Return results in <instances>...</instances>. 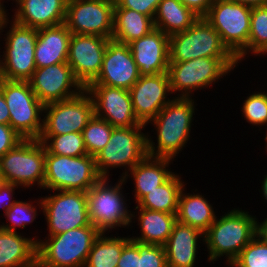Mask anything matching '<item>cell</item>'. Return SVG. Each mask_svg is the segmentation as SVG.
I'll return each instance as SVG.
<instances>
[{
	"mask_svg": "<svg viewBox=\"0 0 267 267\" xmlns=\"http://www.w3.org/2000/svg\"><path fill=\"white\" fill-rule=\"evenodd\" d=\"M181 3L190 9L195 15L205 17L209 12L214 0H180Z\"/></svg>",
	"mask_w": 267,
	"mask_h": 267,
	"instance_id": "ee69618b",
	"label": "cell"
},
{
	"mask_svg": "<svg viewBox=\"0 0 267 267\" xmlns=\"http://www.w3.org/2000/svg\"><path fill=\"white\" fill-rule=\"evenodd\" d=\"M10 113L2 90L0 89V124H9Z\"/></svg>",
	"mask_w": 267,
	"mask_h": 267,
	"instance_id": "bcb514c9",
	"label": "cell"
},
{
	"mask_svg": "<svg viewBox=\"0 0 267 267\" xmlns=\"http://www.w3.org/2000/svg\"><path fill=\"white\" fill-rule=\"evenodd\" d=\"M108 235V236H107ZM116 234L100 233L93 242L84 267H117L124 246L130 241L127 233L125 237Z\"/></svg>",
	"mask_w": 267,
	"mask_h": 267,
	"instance_id": "1f68e13d",
	"label": "cell"
},
{
	"mask_svg": "<svg viewBox=\"0 0 267 267\" xmlns=\"http://www.w3.org/2000/svg\"><path fill=\"white\" fill-rule=\"evenodd\" d=\"M263 129L265 130V131H263ZM261 131H260V133L262 134V133H264L263 134V139H264V150H265V153L267 154V124L266 125H264L261 129H260ZM263 131V132H262Z\"/></svg>",
	"mask_w": 267,
	"mask_h": 267,
	"instance_id": "f907efd6",
	"label": "cell"
},
{
	"mask_svg": "<svg viewBox=\"0 0 267 267\" xmlns=\"http://www.w3.org/2000/svg\"><path fill=\"white\" fill-rule=\"evenodd\" d=\"M173 161L168 158L146 156L121 178L125 184L128 181L133 182L134 188L132 187V189L134 190L132 192L135 200L132 198V201H135V204L150 191L165 183L175 173L174 169L170 168Z\"/></svg>",
	"mask_w": 267,
	"mask_h": 267,
	"instance_id": "cb8c5ba5",
	"label": "cell"
},
{
	"mask_svg": "<svg viewBox=\"0 0 267 267\" xmlns=\"http://www.w3.org/2000/svg\"><path fill=\"white\" fill-rule=\"evenodd\" d=\"M71 35L64 23L38 29L34 53L36 68L66 63Z\"/></svg>",
	"mask_w": 267,
	"mask_h": 267,
	"instance_id": "484cf974",
	"label": "cell"
},
{
	"mask_svg": "<svg viewBox=\"0 0 267 267\" xmlns=\"http://www.w3.org/2000/svg\"><path fill=\"white\" fill-rule=\"evenodd\" d=\"M205 19L219 33L224 45L236 58L247 48L250 7L228 0H214Z\"/></svg>",
	"mask_w": 267,
	"mask_h": 267,
	"instance_id": "4fadbf2b",
	"label": "cell"
},
{
	"mask_svg": "<svg viewBox=\"0 0 267 267\" xmlns=\"http://www.w3.org/2000/svg\"><path fill=\"white\" fill-rule=\"evenodd\" d=\"M198 18L180 0H161L154 16V25L171 36L187 30Z\"/></svg>",
	"mask_w": 267,
	"mask_h": 267,
	"instance_id": "4dcf8cb0",
	"label": "cell"
},
{
	"mask_svg": "<svg viewBox=\"0 0 267 267\" xmlns=\"http://www.w3.org/2000/svg\"><path fill=\"white\" fill-rule=\"evenodd\" d=\"M267 88L264 87L252 93L249 92L247 97H244L240 112H242V119L252 126V128L260 129L267 124Z\"/></svg>",
	"mask_w": 267,
	"mask_h": 267,
	"instance_id": "d590c367",
	"label": "cell"
},
{
	"mask_svg": "<svg viewBox=\"0 0 267 267\" xmlns=\"http://www.w3.org/2000/svg\"><path fill=\"white\" fill-rule=\"evenodd\" d=\"M186 187L187 184H185L179 195L177 221L195 227L205 233L215 221L218 211L206 197V194L199 192L197 188L187 193Z\"/></svg>",
	"mask_w": 267,
	"mask_h": 267,
	"instance_id": "83f0119b",
	"label": "cell"
},
{
	"mask_svg": "<svg viewBox=\"0 0 267 267\" xmlns=\"http://www.w3.org/2000/svg\"><path fill=\"white\" fill-rule=\"evenodd\" d=\"M228 1L238 4H243L244 6L250 8L267 6V0H228Z\"/></svg>",
	"mask_w": 267,
	"mask_h": 267,
	"instance_id": "7dc6e473",
	"label": "cell"
},
{
	"mask_svg": "<svg viewBox=\"0 0 267 267\" xmlns=\"http://www.w3.org/2000/svg\"><path fill=\"white\" fill-rule=\"evenodd\" d=\"M21 191L20 187L15 184L8 182H0V208L3 210V213H0V216L4 215L11 206L17 201L18 198L15 194V190ZM16 195V196H15Z\"/></svg>",
	"mask_w": 267,
	"mask_h": 267,
	"instance_id": "7bdbcfd3",
	"label": "cell"
},
{
	"mask_svg": "<svg viewBox=\"0 0 267 267\" xmlns=\"http://www.w3.org/2000/svg\"><path fill=\"white\" fill-rule=\"evenodd\" d=\"M28 82L43 105L71 99L85 89L67 62L36 68Z\"/></svg>",
	"mask_w": 267,
	"mask_h": 267,
	"instance_id": "2e32d148",
	"label": "cell"
},
{
	"mask_svg": "<svg viewBox=\"0 0 267 267\" xmlns=\"http://www.w3.org/2000/svg\"><path fill=\"white\" fill-rule=\"evenodd\" d=\"M139 77L129 44L111 38L108 40L100 74L89 85H107L129 90Z\"/></svg>",
	"mask_w": 267,
	"mask_h": 267,
	"instance_id": "ffe728a7",
	"label": "cell"
},
{
	"mask_svg": "<svg viewBox=\"0 0 267 267\" xmlns=\"http://www.w3.org/2000/svg\"><path fill=\"white\" fill-rule=\"evenodd\" d=\"M85 90L93 99L95 116L111 126L144 125L135 115L129 90L107 85H88Z\"/></svg>",
	"mask_w": 267,
	"mask_h": 267,
	"instance_id": "d6986e66",
	"label": "cell"
},
{
	"mask_svg": "<svg viewBox=\"0 0 267 267\" xmlns=\"http://www.w3.org/2000/svg\"><path fill=\"white\" fill-rule=\"evenodd\" d=\"M138 250L139 267H168L164 246L138 241Z\"/></svg>",
	"mask_w": 267,
	"mask_h": 267,
	"instance_id": "f35d334b",
	"label": "cell"
},
{
	"mask_svg": "<svg viewBox=\"0 0 267 267\" xmlns=\"http://www.w3.org/2000/svg\"><path fill=\"white\" fill-rule=\"evenodd\" d=\"M46 151L54 155L78 157L87 155L82 133L70 132L61 135H40L38 138Z\"/></svg>",
	"mask_w": 267,
	"mask_h": 267,
	"instance_id": "e575fe53",
	"label": "cell"
},
{
	"mask_svg": "<svg viewBox=\"0 0 267 267\" xmlns=\"http://www.w3.org/2000/svg\"><path fill=\"white\" fill-rule=\"evenodd\" d=\"M266 217L260 218L261 221L257 216L255 217V236L263 243L267 244V214ZM260 221V222H259Z\"/></svg>",
	"mask_w": 267,
	"mask_h": 267,
	"instance_id": "f6af8a7d",
	"label": "cell"
},
{
	"mask_svg": "<svg viewBox=\"0 0 267 267\" xmlns=\"http://www.w3.org/2000/svg\"><path fill=\"white\" fill-rule=\"evenodd\" d=\"M114 6L115 0H68L64 24L72 34L111 39Z\"/></svg>",
	"mask_w": 267,
	"mask_h": 267,
	"instance_id": "9a60e30c",
	"label": "cell"
},
{
	"mask_svg": "<svg viewBox=\"0 0 267 267\" xmlns=\"http://www.w3.org/2000/svg\"><path fill=\"white\" fill-rule=\"evenodd\" d=\"M32 267H41L38 263H36L34 266Z\"/></svg>",
	"mask_w": 267,
	"mask_h": 267,
	"instance_id": "db71d44e",
	"label": "cell"
},
{
	"mask_svg": "<svg viewBox=\"0 0 267 267\" xmlns=\"http://www.w3.org/2000/svg\"><path fill=\"white\" fill-rule=\"evenodd\" d=\"M23 138L10 124H0V158L20 143Z\"/></svg>",
	"mask_w": 267,
	"mask_h": 267,
	"instance_id": "60d3db41",
	"label": "cell"
},
{
	"mask_svg": "<svg viewBox=\"0 0 267 267\" xmlns=\"http://www.w3.org/2000/svg\"><path fill=\"white\" fill-rule=\"evenodd\" d=\"M37 197L38 198L33 201L29 198H27L29 201L18 199L11 208L2 215L6 222L3 221L2 223V219L0 218V229L18 232L17 230L21 229L22 231L35 223L36 220H38L39 214L43 212L41 196Z\"/></svg>",
	"mask_w": 267,
	"mask_h": 267,
	"instance_id": "d6a6232c",
	"label": "cell"
},
{
	"mask_svg": "<svg viewBox=\"0 0 267 267\" xmlns=\"http://www.w3.org/2000/svg\"><path fill=\"white\" fill-rule=\"evenodd\" d=\"M265 175H263V177H262V180H261V182H260V184H261V189H258L259 191V193H261L262 195H261V197H262V200L261 201H264V203H265V205H267V172L266 173H264Z\"/></svg>",
	"mask_w": 267,
	"mask_h": 267,
	"instance_id": "681fc988",
	"label": "cell"
},
{
	"mask_svg": "<svg viewBox=\"0 0 267 267\" xmlns=\"http://www.w3.org/2000/svg\"><path fill=\"white\" fill-rule=\"evenodd\" d=\"M94 115L93 99L84 89L71 99L44 105L41 135L82 133Z\"/></svg>",
	"mask_w": 267,
	"mask_h": 267,
	"instance_id": "5bb4252c",
	"label": "cell"
},
{
	"mask_svg": "<svg viewBox=\"0 0 267 267\" xmlns=\"http://www.w3.org/2000/svg\"><path fill=\"white\" fill-rule=\"evenodd\" d=\"M8 11H10V9L8 10L4 6L0 5V40L3 34V28L5 25V22L10 18L9 14L11 13H9Z\"/></svg>",
	"mask_w": 267,
	"mask_h": 267,
	"instance_id": "c3c4849f",
	"label": "cell"
},
{
	"mask_svg": "<svg viewBox=\"0 0 267 267\" xmlns=\"http://www.w3.org/2000/svg\"><path fill=\"white\" fill-rule=\"evenodd\" d=\"M49 192L41 196L42 214L47 226L44 231L45 236L58 235L91 224L88 215L87 192L64 190Z\"/></svg>",
	"mask_w": 267,
	"mask_h": 267,
	"instance_id": "7c38bea8",
	"label": "cell"
},
{
	"mask_svg": "<svg viewBox=\"0 0 267 267\" xmlns=\"http://www.w3.org/2000/svg\"><path fill=\"white\" fill-rule=\"evenodd\" d=\"M0 89L9 109V124L23 139H38L43 129L44 105L28 81L0 78Z\"/></svg>",
	"mask_w": 267,
	"mask_h": 267,
	"instance_id": "30bf717a",
	"label": "cell"
},
{
	"mask_svg": "<svg viewBox=\"0 0 267 267\" xmlns=\"http://www.w3.org/2000/svg\"><path fill=\"white\" fill-rule=\"evenodd\" d=\"M67 3L68 0H16L10 18L36 29L57 26L65 21Z\"/></svg>",
	"mask_w": 267,
	"mask_h": 267,
	"instance_id": "7402d4cb",
	"label": "cell"
},
{
	"mask_svg": "<svg viewBox=\"0 0 267 267\" xmlns=\"http://www.w3.org/2000/svg\"><path fill=\"white\" fill-rule=\"evenodd\" d=\"M175 173L162 185L146 194L134 207L159 211L169 214H177L179 195L187 181Z\"/></svg>",
	"mask_w": 267,
	"mask_h": 267,
	"instance_id": "f546056e",
	"label": "cell"
},
{
	"mask_svg": "<svg viewBox=\"0 0 267 267\" xmlns=\"http://www.w3.org/2000/svg\"><path fill=\"white\" fill-rule=\"evenodd\" d=\"M0 174L3 182L15 184L22 191H31L34 186L43 190L45 147L42 142L23 139L0 158Z\"/></svg>",
	"mask_w": 267,
	"mask_h": 267,
	"instance_id": "ba28073f",
	"label": "cell"
},
{
	"mask_svg": "<svg viewBox=\"0 0 267 267\" xmlns=\"http://www.w3.org/2000/svg\"><path fill=\"white\" fill-rule=\"evenodd\" d=\"M196 101L195 97H174L146 125L153 126L151 132L156 135V137L152 136L150 130L147 132V156L177 160L176 157L184 151V147L191 144L192 135L190 134L193 133L191 130L195 123L194 115L198 110Z\"/></svg>",
	"mask_w": 267,
	"mask_h": 267,
	"instance_id": "6da1fadb",
	"label": "cell"
},
{
	"mask_svg": "<svg viewBox=\"0 0 267 267\" xmlns=\"http://www.w3.org/2000/svg\"><path fill=\"white\" fill-rule=\"evenodd\" d=\"M136 213V214H135ZM137 228L140 232L130 237L142 243L164 246L171 235L174 224L177 222V214H169L148 210L140 207H132L130 230ZM134 224V226H133Z\"/></svg>",
	"mask_w": 267,
	"mask_h": 267,
	"instance_id": "d4e9b609",
	"label": "cell"
},
{
	"mask_svg": "<svg viewBox=\"0 0 267 267\" xmlns=\"http://www.w3.org/2000/svg\"><path fill=\"white\" fill-rule=\"evenodd\" d=\"M153 29V18L128 8H114L112 39L129 44Z\"/></svg>",
	"mask_w": 267,
	"mask_h": 267,
	"instance_id": "f1b7e54d",
	"label": "cell"
},
{
	"mask_svg": "<svg viewBox=\"0 0 267 267\" xmlns=\"http://www.w3.org/2000/svg\"><path fill=\"white\" fill-rule=\"evenodd\" d=\"M236 57H199L185 62H169L168 76L174 97L194 98L238 69ZM205 89V90H204Z\"/></svg>",
	"mask_w": 267,
	"mask_h": 267,
	"instance_id": "3957f363",
	"label": "cell"
},
{
	"mask_svg": "<svg viewBox=\"0 0 267 267\" xmlns=\"http://www.w3.org/2000/svg\"><path fill=\"white\" fill-rule=\"evenodd\" d=\"M101 179L95 157L88 154L78 157L54 155L45 149L44 191L87 192Z\"/></svg>",
	"mask_w": 267,
	"mask_h": 267,
	"instance_id": "9c48e42d",
	"label": "cell"
},
{
	"mask_svg": "<svg viewBox=\"0 0 267 267\" xmlns=\"http://www.w3.org/2000/svg\"><path fill=\"white\" fill-rule=\"evenodd\" d=\"M140 76L168 72L169 36L160 29H153L145 36L129 43Z\"/></svg>",
	"mask_w": 267,
	"mask_h": 267,
	"instance_id": "44dd1931",
	"label": "cell"
},
{
	"mask_svg": "<svg viewBox=\"0 0 267 267\" xmlns=\"http://www.w3.org/2000/svg\"><path fill=\"white\" fill-rule=\"evenodd\" d=\"M108 40L97 35H71L67 63L84 88L100 74Z\"/></svg>",
	"mask_w": 267,
	"mask_h": 267,
	"instance_id": "e0dca14e",
	"label": "cell"
},
{
	"mask_svg": "<svg viewBox=\"0 0 267 267\" xmlns=\"http://www.w3.org/2000/svg\"><path fill=\"white\" fill-rule=\"evenodd\" d=\"M100 233L90 224L58 235H41L37 240V263L41 267H84Z\"/></svg>",
	"mask_w": 267,
	"mask_h": 267,
	"instance_id": "5b68a950",
	"label": "cell"
},
{
	"mask_svg": "<svg viewBox=\"0 0 267 267\" xmlns=\"http://www.w3.org/2000/svg\"><path fill=\"white\" fill-rule=\"evenodd\" d=\"M265 54H267V6L254 7L251 8L248 46L237 57V60L243 65L242 62L246 61L249 56L265 58Z\"/></svg>",
	"mask_w": 267,
	"mask_h": 267,
	"instance_id": "836d02e7",
	"label": "cell"
},
{
	"mask_svg": "<svg viewBox=\"0 0 267 267\" xmlns=\"http://www.w3.org/2000/svg\"><path fill=\"white\" fill-rule=\"evenodd\" d=\"M112 179L102 178L87 191L89 220L101 233L130 229L132 209H128L129 193H124L126 184L121 178Z\"/></svg>",
	"mask_w": 267,
	"mask_h": 267,
	"instance_id": "277c9868",
	"label": "cell"
},
{
	"mask_svg": "<svg viewBox=\"0 0 267 267\" xmlns=\"http://www.w3.org/2000/svg\"><path fill=\"white\" fill-rule=\"evenodd\" d=\"M168 51L169 62H185L199 57H235L205 17L198 18L187 30L169 36Z\"/></svg>",
	"mask_w": 267,
	"mask_h": 267,
	"instance_id": "8fae6325",
	"label": "cell"
},
{
	"mask_svg": "<svg viewBox=\"0 0 267 267\" xmlns=\"http://www.w3.org/2000/svg\"><path fill=\"white\" fill-rule=\"evenodd\" d=\"M33 235H35L33 237ZM0 229V267H32L37 263L36 233Z\"/></svg>",
	"mask_w": 267,
	"mask_h": 267,
	"instance_id": "4316f807",
	"label": "cell"
},
{
	"mask_svg": "<svg viewBox=\"0 0 267 267\" xmlns=\"http://www.w3.org/2000/svg\"><path fill=\"white\" fill-rule=\"evenodd\" d=\"M146 128V125H136L113 129L108 143L95 156L97 171L102 178H111L117 168L122 170L118 176L122 178L147 156Z\"/></svg>",
	"mask_w": 267,
	"mask_h": 267,
	"instance_id": "52a82bcc",
	"label": "cell"
},
{
	"mask_svg": "<svg viewBox=\"0 0 267 267\" xmlns=\"http://www.w3.org/2000/svg\"><path fill=\"white\" fill-rule=\"evenodd\" d=\"M234 262L239 267H267V244L255 236Z\"/></svg>",
	"mask_w": 267,
	"mask_h": 267,
	"instance_id": "74e56055",
	"label": "cell"
},
{
	"mask_svg": "<svg viewBox=\"0 0 267 267\" xmlns=\"http://www.w3.org/2000/svg\"><path fill=\"white\" fill-rule=\"evenodd\" d=\"M3 33L0 40V45H4L0 46V78L28 81L36 70L34 53L38 29L19 25L9 18Z\"/></svg>",
	"mask_w": 267,
	"mask_h": 267,
	"instance_id": "8992f818",
	"label": "cell"
},
{
	"mask_svg": "<svg viewBox=\"0 0 267 267\" xmlns=\"http://www.w3.org/2000/svg\"><path fill=\"white\" fill-rule=\"evenodd\" d=\"M117 267H139L138 241L131 239L124 246Z\"/></svg>",
	"mask_w": 267,
	"mask_h": 267,
	"instance_id": "b9f144b4",
	"label": "cell"
},
{
	"mask_svg": "<svg viewBox=\"0 0 267 267\" xmlns=\"http://www.w3.org/2000/svg\"><path fill=\"white\" fill-rule=\"evenodd\" d=\"M8 1H12V5H13V3L15 4V2H16V0H7V1H6V0H0V5H1V6H4L5 8H7L6 5L3 4V3H4V2H5V3H6V2L8 3Z\"/></svg>",
	"mask_w": 267,
	"mask_h": 267,
	"instance_id": "816d5d0a",
	"label": "cell"
},
{
	"mask_svg": "<svg viewBox=\"0 0 267 267\" xmlns=\"http://www.w3.org/2000/svg\"><path fill=\"white\" fill-rule=\"evenodd\" d=\"M161 0H115L114 8H128L154 19Z\"/></svg>",
	"mask_w": 267,
	"mask_h": 267,
	"instance_id": "ab89813d",
	"label": "cell"
},
{
	"mask_svg": "<svg viewBox=\"0 0 267 267\" xmlns=\"http://www.w3.org/2000/svg\"><path fill=\"white\" fill-rule=\"evenodd\" d=\"M114 128L106 120L93 116L82 131L88 155L95 157L106 146Z\"/></svg>",
	"mask_w": 267,
	"mask_h": 267,
	"instance_id": "8d00e7d4",
	"label": "cell"
},
{
	"mask_svg": "<svg viewBox=\"0 0 267 267\" xmlns=\"http://www.w3.org/2000/svg\"><path fill=\"white\" fill-rule=\"evenodd\" d=\"M219 215L204 233V250L208 253L206 257L209 264H215L223 258L226 259L225 264L234 261L255 237L254 212L251 214L245 208L242 210L236 206Z\"/></svg>",
	"mask_w": 267,
	"mask_h": 267,
	"instance_id": "7a4b0ae2",
	"label": "cell"
},
{
	"mask_svg": "<svg viewBox=\"0 0 267 267\" xmlns=\"http://www.w3.org/2000/svg\"><path fill=\"white\" fill-rule=\"evenodd\" d=\"M199 243L204 246V233L177 221L164 245L168 267H196L201 257Z\"/></svg>",
	"mask_w": 267,
	"mask_h": 267,
	"instance_id": "603a6c76",
	"label": "cell"
},
{
	"mask_svg": "<svg viewBox=\"0 0 267 267\" xmlns=\"http://www.w3.org/2000/svg\"><path fill=\"white\" fill-rule=\"evenodd\" d=\"M129 93L135 115L144 125L154 119L174 98L167 72L140 76L129 89Z\"/></svg>",
	"mask_w": 267,
	"mask_h": 267,
	"instance_id": "ac0fdd59",
	"label": "cell"
},
{
	"mask_svg": "<svg viewBox=\"0 0 267 267\" xmlns=\"http://www.w3.org/2000/svg\"><path fill=\"white\" fill-rule=\"evenodd\" d=\"M225 265H227V267H239L234 261L229 262V263H227Z\"/></svg>",
	"mask_w": 267,
	"mask_h": 267,
	"instance_id": "f5cc1de1",
	"label": "cell"
}]
</instances>
